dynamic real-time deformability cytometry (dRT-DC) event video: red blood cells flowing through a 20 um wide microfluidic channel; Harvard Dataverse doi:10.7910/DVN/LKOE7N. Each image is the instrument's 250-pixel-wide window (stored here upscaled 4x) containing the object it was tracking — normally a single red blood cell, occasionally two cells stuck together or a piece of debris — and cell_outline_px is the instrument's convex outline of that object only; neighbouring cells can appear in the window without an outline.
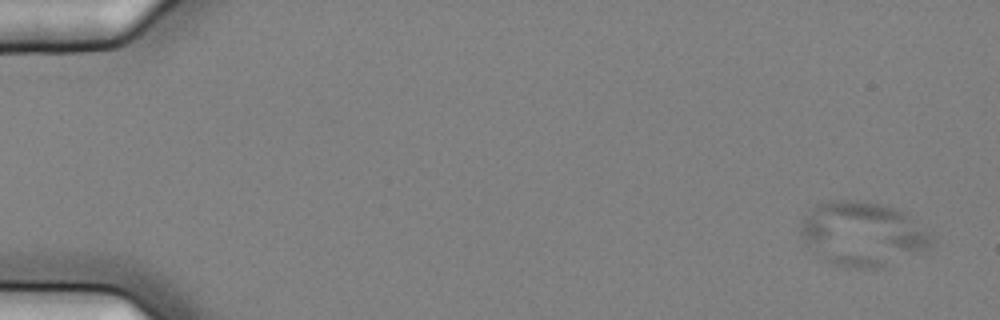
{"species": "common noctule bat (a hibernating species)", "species_latin": "Nyctalus noctula", "temperature_condition": "cold", "stored_images_in_passage": 8, "camera_frame_rate_fps": 3000, "um_per_image_px": 0.085, "animal": {"sex": "female", "body_mass_g": 25.1}, "frame": {"image": 1, "passage_image": 1, "time_ms": 0.0, "image_size_px": [1000, 320], "cell_outline_px": [[936, 240], [928, 248], [884, 268], [856, 268], [836, 264], [820, 256], [804, 240], [800, 232], [800, 220], [816, 204], [832, 200], [856, 200], [880, 204], [896, 208], [932, 232]], "centroid_in_image_um": [73.36, 19.87], "position_along_channel_um": 11.6, "area_um2": 48.9}}
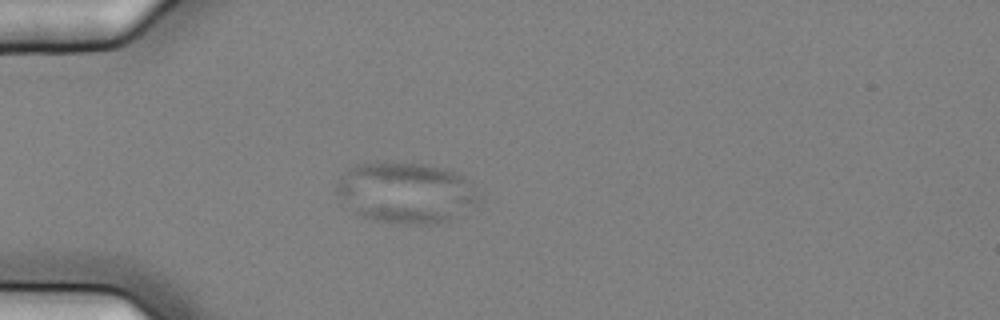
{"frame": {"image": 2, "passage_image": 5, "time_ms": 1.333, "image_size_px": [1000, 320], "cell_outline_px": [[480, 200], [448, 220], [424, 224], [416, 224], [376, 220], [360, 216], [336, 196], [336, 184], [348, 168], [356, 164], [376, 160], [424, 164], [444, 168], [456, 172], [464, 176]], "centroid_in_image_um": [34.41, 16.32], "position_along_channel_um": 50.6, "area_um2": 50.11}}
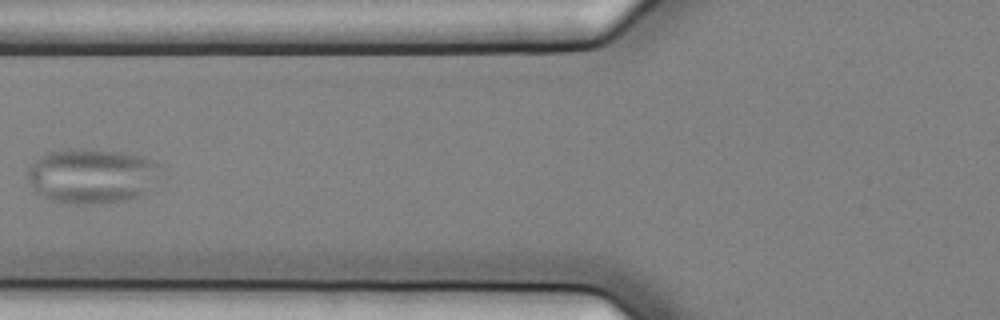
{"frame": {"image": 3, "passage_image": 7, "time_ms": 2.0, "image_size_px": [1000, 320], "cell_outline_px": [[160, 164], [148, 192], [140, 196], [124, 200], [88, 204], [76, 204], [52, 200], [36, 192], [32, 188], [28, 176], [28, 168], [40, 156], [48, 152], [68, 148], [124, 152], [140, 156]], "centroid_in_image_um": [7.76, 14.94], "position_along_channel_um": 118.0, "area_um2": 41.96}}